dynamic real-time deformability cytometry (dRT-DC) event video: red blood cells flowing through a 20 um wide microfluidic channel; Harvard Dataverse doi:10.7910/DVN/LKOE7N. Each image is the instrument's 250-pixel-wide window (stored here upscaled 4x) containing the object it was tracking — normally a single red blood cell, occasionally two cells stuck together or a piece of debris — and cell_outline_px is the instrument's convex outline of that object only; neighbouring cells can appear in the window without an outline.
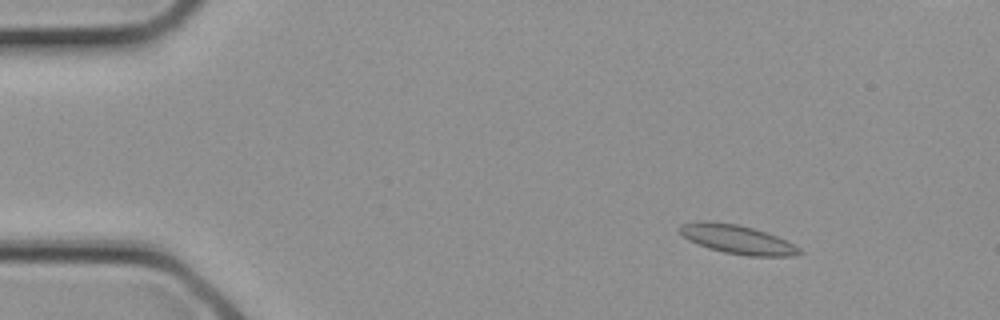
{"species": "common noctule bat (a hibernating species)", "species_latin": "Nyctalus noctula", "temperature_condition": "cold", "stored_images_in_passage": 4, "camera_frame_rate_fps": 3000, "um_per_image_px": 0.085, "animal": {"sex": "female", "body_mass_g": 21.9}, "frame": {"image": 1, "passage_image": 1, "time_ms": 0.0, "image_size_px": [1000, 320], "cell_outline_px": [[804, 252], [792, 256], [748, 256], [724, 252], [708, 248], [688, 240], [676, 228], [680, 224], [696, 220], [708, 220], [736, 224], [752, 228], [776, 236], [800, 248]], "centroid_in_image_um": [62.6, 20.33], "position_along_channel_um": 22.4, "area_um2": 20.17}}